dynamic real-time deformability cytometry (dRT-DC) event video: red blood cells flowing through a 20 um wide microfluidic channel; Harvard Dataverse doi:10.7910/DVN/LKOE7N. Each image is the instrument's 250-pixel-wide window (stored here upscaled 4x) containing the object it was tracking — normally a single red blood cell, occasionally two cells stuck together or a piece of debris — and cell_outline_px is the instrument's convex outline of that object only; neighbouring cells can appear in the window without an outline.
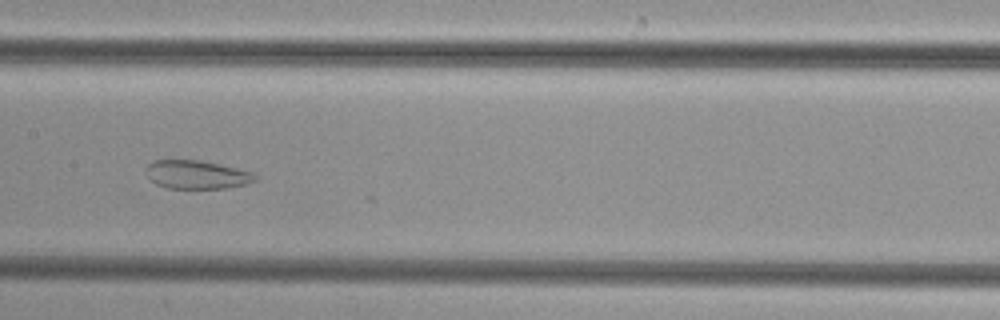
{"species": "common noctule bat (a hibernating species)", "species_latin": "Nyctalus noctula", "temperature_condition": "cold", "stored_images_in_passage": 17, "camera_frame_rate_fps": 3000, "um_per_image_px": 0.085, "animal": {"sex": "female", "body_mass_g": 29.2, "forearm_length_mm": 56.3}, "frame": {"image": 1, "passage_image": 10, "time_ms": 3.0, "image_size_px": [1000, 320], "cell_outline_px": [[256, 180], [244, 184], [228, 188], [168, 188], [156, 184], [148, 176], [148, 164], [152, 160], [200, 160], [220, 164], [252, 172], [256, 176]], "centroid_in_image_um": [16.73, 14.84], "position_along_channel_um": 190.7, "area_um2": 17.86}}
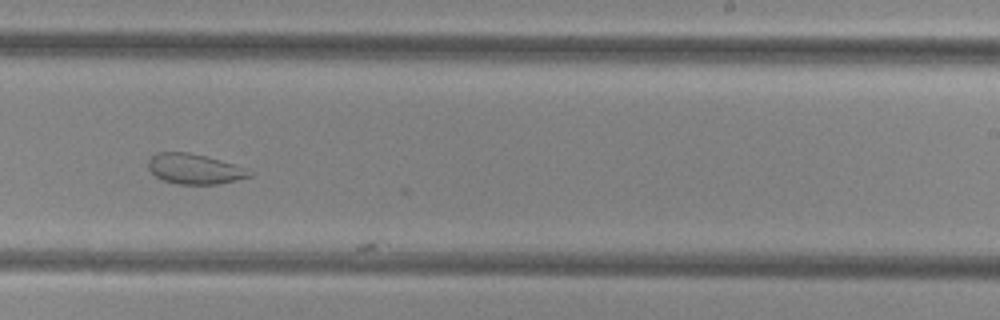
{"frame": {"image": 2, "passage_image": 16, "time_ms": 5.0, "image_size_px": [1000, 320], "cell_outline_px": [[256, 172], [252, 176], [220, 184], [176, 184], [160, 180], [148, 168], [148, 160], [156, 152], [188, 152], [220, 160]], "centroid_in_image_um": [16.52, 14.37], "position_along_channel_um": 272.5, "area_um2": 17.86}}